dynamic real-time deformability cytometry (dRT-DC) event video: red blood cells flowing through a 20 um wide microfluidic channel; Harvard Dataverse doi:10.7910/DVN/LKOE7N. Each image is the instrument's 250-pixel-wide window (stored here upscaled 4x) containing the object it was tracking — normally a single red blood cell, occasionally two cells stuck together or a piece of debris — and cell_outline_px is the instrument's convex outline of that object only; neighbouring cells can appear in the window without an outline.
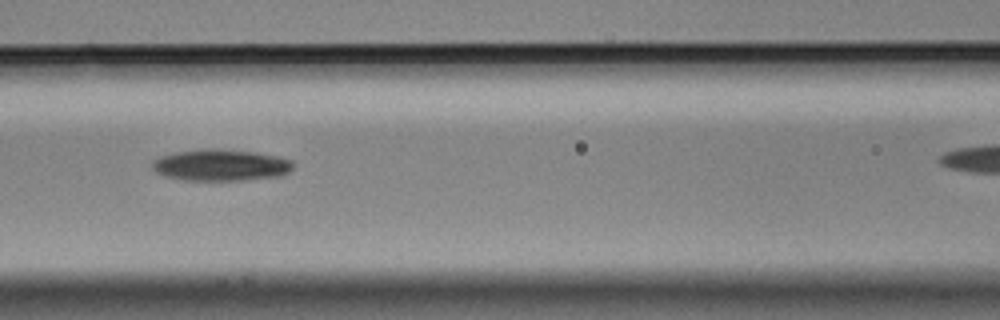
{"species": "Egyptian fruit bat (a non-hibernating species)", "species_latin": "Rousettus aegyptiacus", "temperature_condition": "cold", "stored_images_in_passage": 5, "camera_frame_rate_fps": 3000, "um_per_image_px": 0.085, "animal": {"sex": "male"}, "frame": {"image": 1, "passage_image": 3, "time_ms": 0.667, "image_size_px": [1000, 320], "cell_outline_px": [[296, 164], [284, 176], [244, 180], [184, 180], [164, 176], [156, 172], [152, 168], [152, 160], [160, 156], [176, 152], [252, 152], [276, 156], [292, 160]], "centroid_in_image_um": [18.81, 14.1], "position_along_channel_um": 147.8, "area_um2": 24.85}}